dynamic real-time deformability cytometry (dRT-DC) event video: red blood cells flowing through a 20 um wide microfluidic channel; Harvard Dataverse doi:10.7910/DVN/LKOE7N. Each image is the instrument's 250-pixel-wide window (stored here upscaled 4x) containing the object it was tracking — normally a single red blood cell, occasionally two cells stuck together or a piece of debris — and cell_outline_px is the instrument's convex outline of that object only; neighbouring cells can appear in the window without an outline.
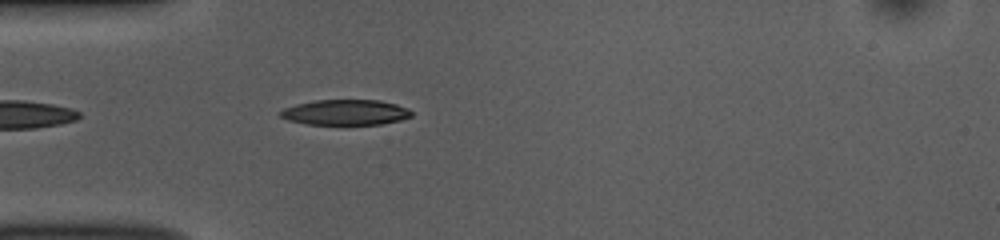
{"species": "common noctule bat (a hibernating species)", "species_latin": "Nyctalus noctula", "temperature_condition": "room temperature", "stored_images_in_passage": 38, "camera_frame_rate_fps": 3000, "um_per_image_px": 0.085, "animal": {"sex": "female", "body_mass_g": 10.0, "forearm_length_mm": 53.1}, "frame": {"image": 1, "passage_image": 1, "time_ms": 0.0, "image_size_px": [1000, 240], "cell_outline_px": [[412, 116], [400, 120], [380, 124], [308, 124], [288, 120], [280, 116], [280, 112], [284, 108], [296, 104], [316, 100], [380, 100], [396, 104], [408, 108], [412, 112]], "centroid_in_image_um": [29.38, 9.54], "position_along_channel_um": 55.6, "area_um2": 19.31}}
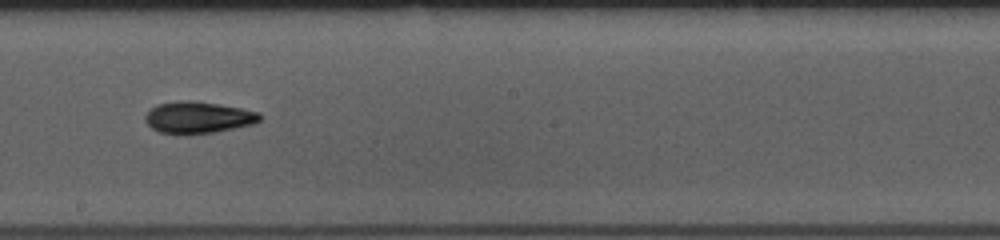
{"frame": {"image": 2, "passage_image": 15, "time_ms": 4.667, "image_size_px": [1000, 240], "cell_outline_px": [[260, 120], [252, 124], [216, 132], [160, 132], [152, 128], [144, 120], [144, 116], [156, 104], [176, 100], [192, 100], [240, 108], [260, 112]], "centroid_in_image_um": [16.83, 9.94], "position_along_channel_um": 231.4, "area_um2": 20.63}}
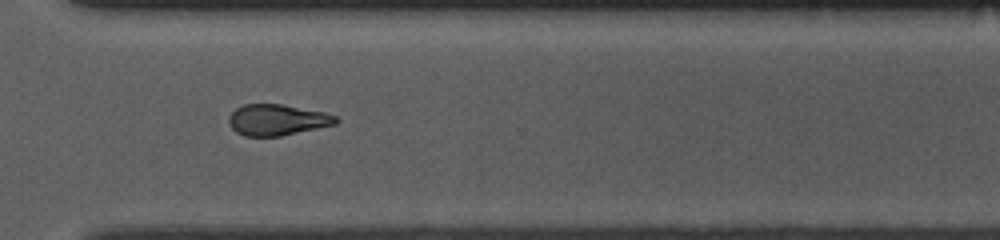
{"frame": {"image": 3, "passage_image": 24, "time_ms": 7.667, "image_size_px": [1000, 240], "cell_outline_px": [[340, 120], [336, 124], [280, 136], [244, 136], [236, 132], [232, 128], [228, 120], [228, 116], [236, 108], [244, 104], [284, 104], [324, 112], [336, 116]], "centroid_in_image_um": [23.56, 10.18], "position_along_channel_um": 347.0, "area_um2": 19.42}, "authors_computed_cell_mechanics": {"area_um2": 20.1722, "velocity_mm_per_s": 3.8695, "shape_relaxation_time_tau1_ms": 4.7042, "shape_relaxation_time_tau2_ms": 7.5497, "deformation_change_tau1": 0.1286, "deformation_change_tau2": 0.1711}}